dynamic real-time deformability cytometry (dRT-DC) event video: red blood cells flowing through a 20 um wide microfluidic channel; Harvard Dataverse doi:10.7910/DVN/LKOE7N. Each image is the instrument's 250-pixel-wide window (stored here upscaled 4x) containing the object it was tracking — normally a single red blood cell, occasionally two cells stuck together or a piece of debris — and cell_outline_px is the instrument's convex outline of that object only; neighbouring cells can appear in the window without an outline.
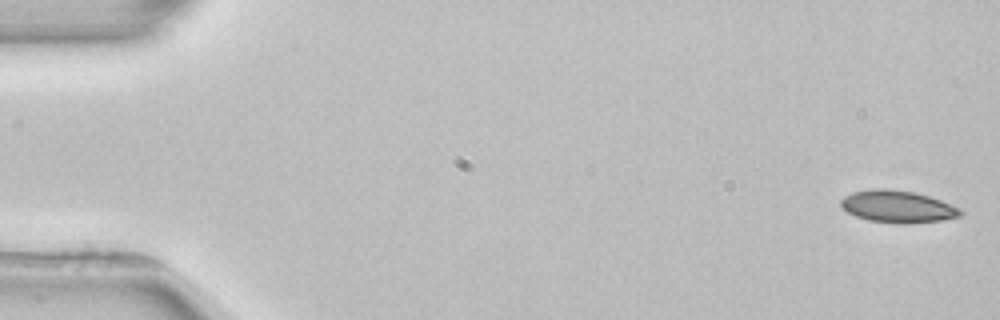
{"species": "common noctule bat (a hibernating species)", "species_latin": "Nyctalus noctula", "temperature_condition": "room temperature", "stored_images_in_passage": 6, "segment_of_instrument_passage": [2, 2], "camera_frame_rate_fps": 3000, "um_per_image_px": 0.085, "animal": {"sex": "female", "body_mass_g": 22.7, "forearm_length_mm": 54.2}, "frame": {"image": 1, "passage_image": 6, "time_ms": 7.667, "image_size_px": [1000, 320], "cell_outline_px": [[964, 212], [960, 216], [940, 220], [904, 224], [900, 224], [868, 220], [856, 216], [848, 212], [840, 204], [840, 200], [844, 196], [852, 192], [872, 188], [884, 188], [916, 192], [940, 200], [960, 208]], "centroid_in_image_um": [76.29, 17.55], "position_along_channel_um": 8.7, "area_um2": 22.37}}